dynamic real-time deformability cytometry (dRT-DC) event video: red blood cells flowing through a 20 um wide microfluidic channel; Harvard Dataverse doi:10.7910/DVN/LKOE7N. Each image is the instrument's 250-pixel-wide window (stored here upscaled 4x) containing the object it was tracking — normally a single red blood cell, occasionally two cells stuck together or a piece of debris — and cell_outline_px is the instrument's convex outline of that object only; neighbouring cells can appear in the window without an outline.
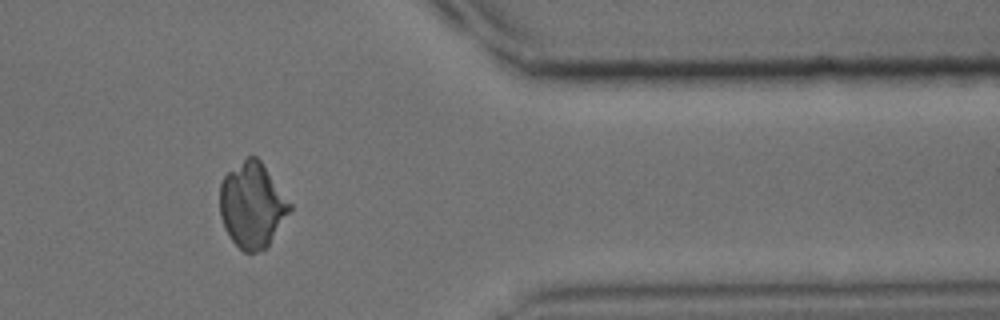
{"species": "common noctule bat (a hibernating species)", "species_latin": "Nyctalus noctula", "temperature_condition": "cold", "stored_images_in_passage": 36, "camera_frame_rate_fps": 3000, "um_per_image_px": 0.085, "animal": {"sex": "male", "body_mass_g": 15.6}, "frame": {"image": 1, "passage_image": 34, "time_ms": 11.0, "image_size_px": [1000, 320], "cell_outline_px": [[292, 208], [268, 248], [256, 252], [244, 252], [232, 240], [224, 228], [220, 216], [220, 184], [224, 176], [228, 172], [248, 156], [256, 156], [260, 160], [292, 204]], "centroid_in_image_um": [21.44, 17.46], "position_along_channel_um": 390.0, "area_um2": 34.74}}